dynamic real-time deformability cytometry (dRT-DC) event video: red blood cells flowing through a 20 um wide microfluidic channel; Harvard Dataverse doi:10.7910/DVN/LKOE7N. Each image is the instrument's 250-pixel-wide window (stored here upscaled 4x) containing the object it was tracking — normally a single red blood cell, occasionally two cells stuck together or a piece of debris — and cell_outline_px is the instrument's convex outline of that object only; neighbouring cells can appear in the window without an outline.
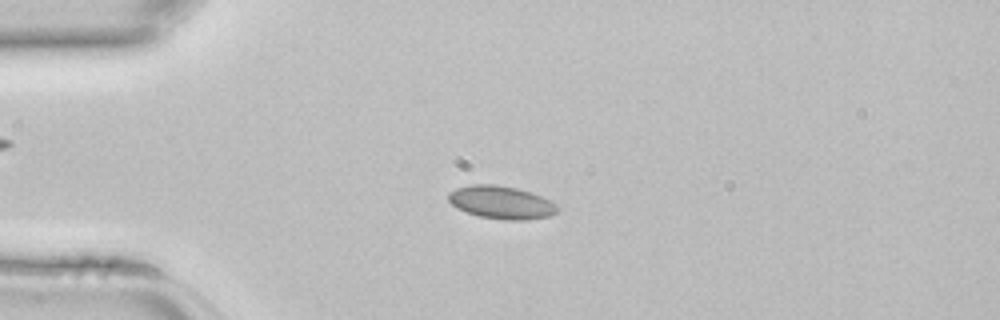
{"species": "common noctule bat (a hibernating species)", "species_latin": "Nyctalus noctula", "temperature_condition": "room temperature", "stored_images_in_passage": 43, "camera_frame_rate_fps": 3000, "um_per_image_px": 0.085, "animal": {"sex": "female", "body_mass_g": 22.7, "forearm_length_mm": 54.2}, "frame": {"image": 1, "passage_image": 10, "time_ms": 3.0, "image_size_px": [1000, 320], "cell_outline_px": [[560, 208], [556, 212], [548, 216], [524, 220], [504, 220], [480, 216], [456, 208], [448, 200], [448, 192], [456, 188], [472, 184], [496, 184], [516, 188], [532, 192], [556, 204]], "centroid_in_image_um": [42.59, 17.19], "position_along_channel_um": 42.4, "area_um2": 20.87}}
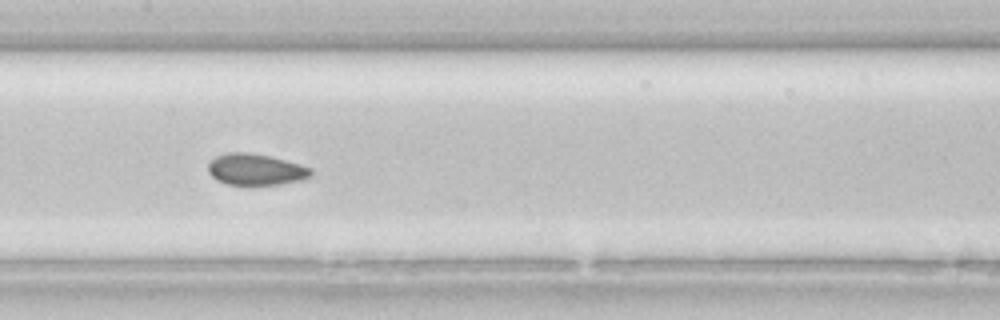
{"frame": {"image": 2, "passage_image": 21, "time_ms": 6.667, "image_size_px": [1000, 320], "cell_outline_px": [[312, 176], [300, 180], [280, 184], [228, 184], [216, 180], [208, 172], [208, 164], [216, 156], [228, 152], [248, 152], [268, 156], [300, 164], [312, 168]], "centroid_in_image_um": [21.73, 14.4], "position_along_channel_um": 185.7, "area_um2": 18.61}}
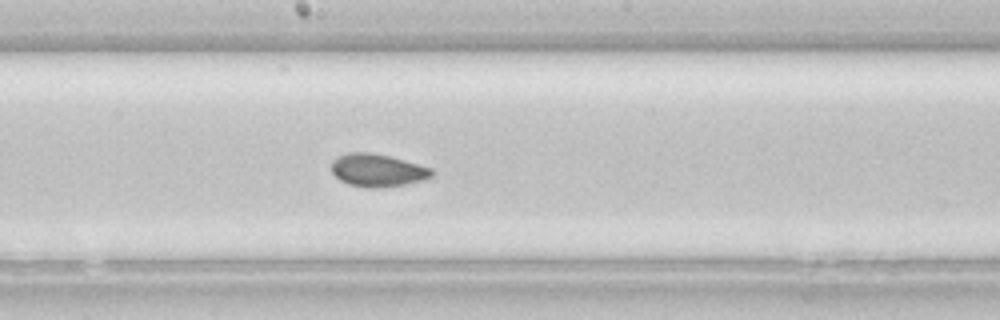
{"frame": {"image": 3, "passage_image": 23, "time_ms": 7.333, "image_size_px": [1000, 320], "cell_outline_px": [[432, 176], [424, 180], [404, 184], [380, 188], [368, 188], [348, 184], [340, 180], [332, 172], [332, 160], [336, 156], [348, 152], [368, 152], [388, 156], [404, 160], [432, 168]], "centroid_in_image_um": [32.06, 14.47], "position_along_channel_um": 216.1, "area_um2": 19.13}}